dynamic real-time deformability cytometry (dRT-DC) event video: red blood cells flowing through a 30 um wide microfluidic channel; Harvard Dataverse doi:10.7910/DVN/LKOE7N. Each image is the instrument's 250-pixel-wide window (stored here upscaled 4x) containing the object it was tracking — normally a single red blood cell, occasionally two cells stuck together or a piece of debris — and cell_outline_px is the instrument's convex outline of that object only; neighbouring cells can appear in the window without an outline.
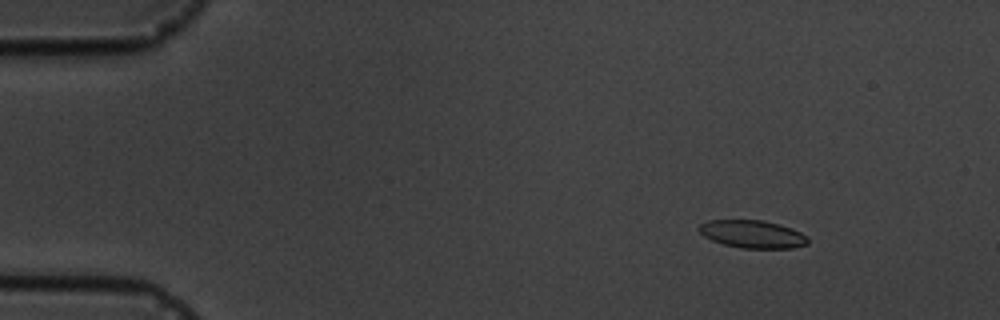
{"species": "common noctule bat (a hibernating species)", "species_latin": "Nyctalus noctula", "temperature_condition": "cold", "stored_images_in_passage": 4, "camera_frame_rate_fps": 3000, "um_per_image_px": 0.085, "animal": {"sex": "male", "body_mass_g": 19.5, "forearm_length_mm": 54.6}, "frame": {"image": 1, "passage_image": 1, "time_ms": 0.0, "image_size_px": [1000, 320], "cell_outline_px": [[808, 244], [792, 248], [740, 248], [724, 244], [712, 240], [704, 236], [696, 228], [700, 224], [708, 220], [764, 220], [792, 228], [808, 236]], "centroid_in_image_um": [63.96, 19.9], "position_along_channel_um": 21.0, "area_um2": 17.69}}
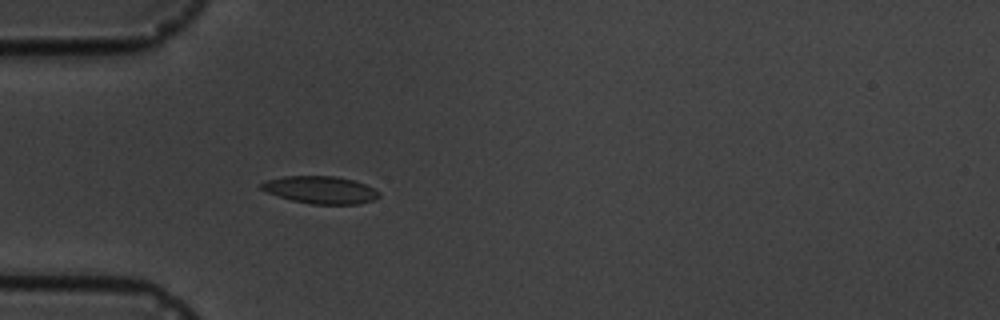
{"frame": {"image": 2, "passage_image": 4, "time_ms": 3.333, "image_size_px": [1000, 320], "cell_outline_px": [[380, 196], [372, 200], [360, 204], [312, 204], [292, 200], [268, 192], [260, 188], [260, 184], [268, 180], [284, 176], [336, 176], [352, 180], [364, 184], [380, 192]], "centroid_in_image_um": [27.26, 16.14], "position_along_channel_um": 57.7, "area_um2": 18.55}}